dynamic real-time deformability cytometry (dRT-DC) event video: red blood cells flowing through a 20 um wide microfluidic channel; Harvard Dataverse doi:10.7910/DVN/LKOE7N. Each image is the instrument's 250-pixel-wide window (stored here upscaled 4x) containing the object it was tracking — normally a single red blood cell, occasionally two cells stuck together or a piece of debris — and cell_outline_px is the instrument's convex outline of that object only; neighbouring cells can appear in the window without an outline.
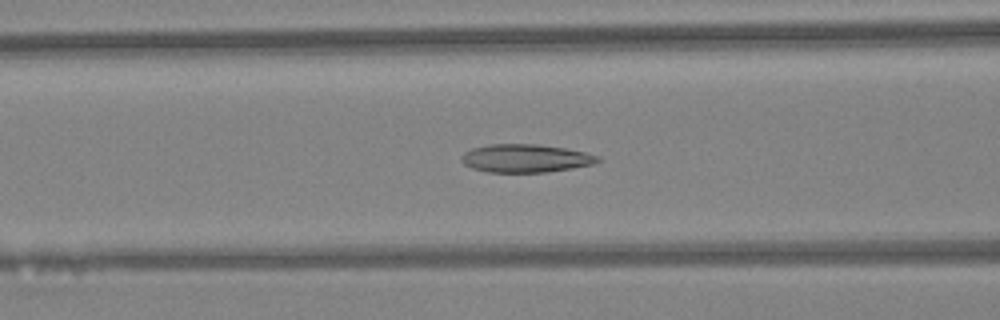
{"species": "Egyptian fruit bat (a non-hibernating species)", "species_latin": "Rousettus aegyptiacus", "temperature_condition": "warm", "stored_images_in_passage": 37, "camera_frame_rate_fps": 3000, "um_per_image_px": 0.085, "animal": {"sex": "female"}, "frame": {"image": 1, "passage_image": 10, "time_ms": 3.0, "image_size_px": [1000, 320], "cell_outline_px": [[600, 160], [592, 164], [572, 168], [548, 172], [488, 172], [472, 168], [464, 164], [460, 160], [460, 156], [464, 152], [472, 148], [488, 144], [536, 144], [564, 148], [584, 152], [600, 156]], "centroid_in_image_um": [44.63, 13.45], "position_along_channel_um": 122.0, "area_um2": 22.37}}
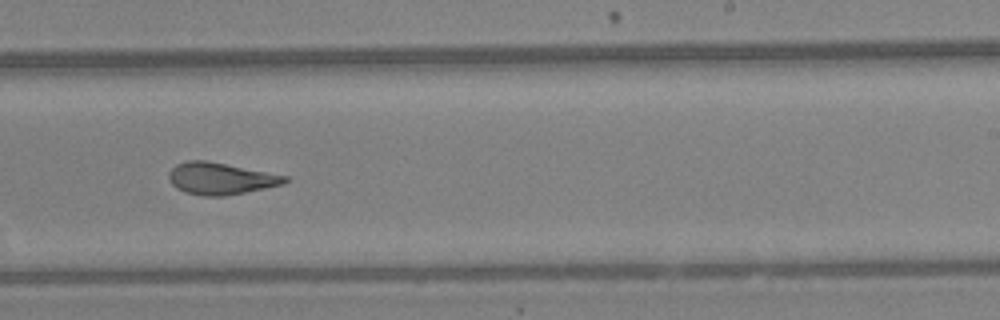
{"frame": {"image": 2, "passage_image": 20, "time_ms": 6.333, "image_size_px": [1000, 320], "cell_outline_px": [[288, 180], [284, 184], [224, 196], [204, 196], [184, 192], [176, 188], [172, 184], [168, 176], [168, 172], [176, 164], [188, 160], [204, 160], [288, 176]], "centroid_in_image_um": [18.71, 15.18], "position_along_channel_um": 270.3, "area_um2": 21.33}}
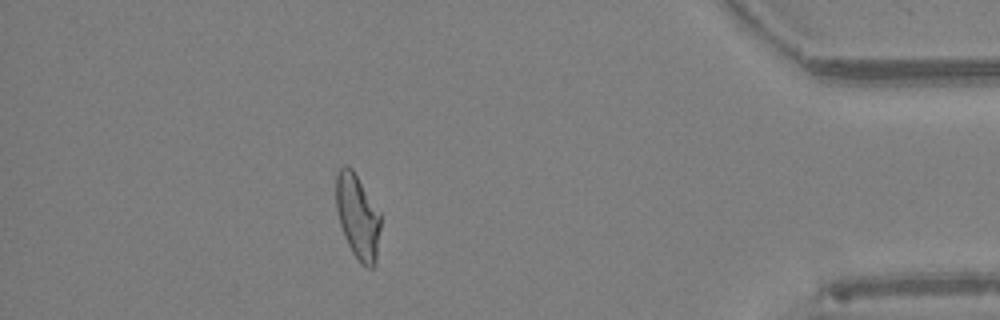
{"frame": {"image": 3, "passage_image": 32, "time_ms": 10.333, "image_size_px": [1000, 320], "cell_outline_px": [[380, 228], [376, 264], [372, 268], [368, 268], [360, 264], [352, 252], [344, 236], [340, 224], [336, 208], [336, 172], [344, 164], [348, 164], [352, 168], [380, 212]], "centroid_in_image_um": [30.4, 18.41], "position_along_channel_um": 404.8, "area_um2": 22.14}, "authors_computed_cell_mechanics": {"area_um2": 21.964, "velocity_mm_per_s": 4.4653, "shape_relaxation_time_tau1_ms": null, "shape_relaxation_time_tau2_ms": 2.1069, "deformation_change_tau1": null, "deformation_change_tau2": 0.0987}}